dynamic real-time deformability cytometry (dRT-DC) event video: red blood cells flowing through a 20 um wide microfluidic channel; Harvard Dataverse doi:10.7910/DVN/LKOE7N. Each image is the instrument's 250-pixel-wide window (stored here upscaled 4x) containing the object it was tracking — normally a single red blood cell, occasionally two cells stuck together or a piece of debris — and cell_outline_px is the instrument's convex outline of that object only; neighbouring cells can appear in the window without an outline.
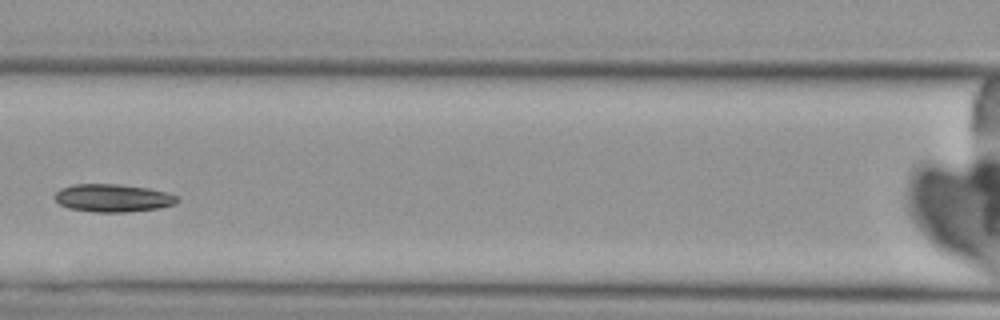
{"species": "Egyptian fruit bat (a non-hibernating species)", "species_latin": "Rousettus aegyptiacus", "temperature_condition": "cold", "stored_images_in_passage": 6, "camera_frame_rate_fps": 3000, "um_per_image_px": 0.085, "animal": {"sex": "female"}, "frame": {"image": 1, "passage_image": 3, "time_ms": 2.333, "image_size_px": [1000, 320], "cell_outline_px": [[180, 200], [176, 204], [160, 208], [124, 212], [96, 212], [68, 208], [60, 204], [52, 196], [60, 188], [72, 184], [120, 184], [148, 188], [168, 192], [176, 196]], "centroid_in_image_um": [9.59, 16.82], "position_along_channel_um": 157.0, "area_um2": 20.06}}
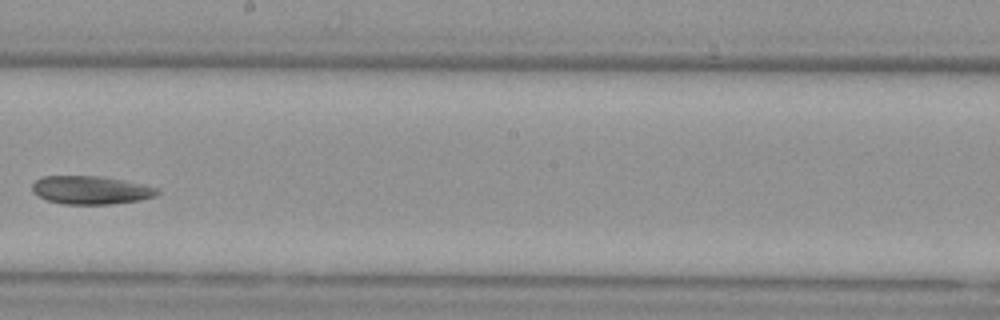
{"frame": {"image": 2, "passage_image": 5, "time_ms": 4.667, "image_size_px": [1000, 320], "cell_outline_px": [[160, 192], [156, 196], [140, 200], [112, 204], [64, 204], [48, 200], [32, 192], [32, 184], [40, 176], [104, 176], [144, 184], [160, 188]], "centroid_in_image_um": [7.76, 16.15], "position_along_channel_um": 240.4, "area_um2": 20.81}}
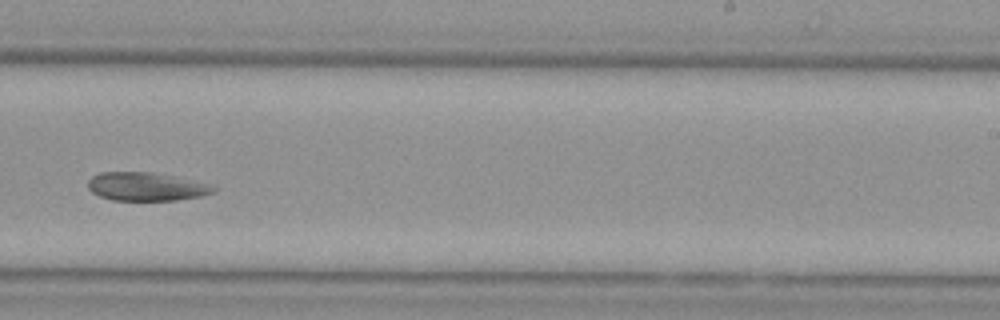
{"frame": {"image": 3, "passage_image": 6, "time_ms": 5.667, "image_size_px": [1000, 320], "cell_outline_px": [[216, 192], [200, 196], [176, 200], [112, 200], [100, 196], [92, 192], [88, 188], [88, 180], [92, 176], [100, 172], [152, 172], [176, 176], [204, 184], [216, 188]], "centroid_in_image_um": [12.38, 15.86], "position_along_channel_um": 276.6, "area_um2": 20.58}}